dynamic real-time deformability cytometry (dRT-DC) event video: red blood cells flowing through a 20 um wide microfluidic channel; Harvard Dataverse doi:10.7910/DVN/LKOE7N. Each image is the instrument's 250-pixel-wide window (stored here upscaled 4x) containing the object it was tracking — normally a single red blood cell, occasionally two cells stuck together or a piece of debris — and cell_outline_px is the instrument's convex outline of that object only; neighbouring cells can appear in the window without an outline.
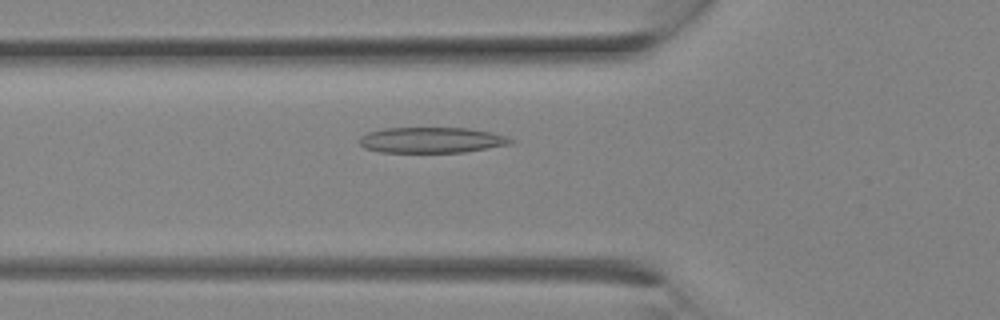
{"species": "Egyptian fruit bat (a non-hibernating species)", "species_latin": "Rousettus aegyptiacus", "temperature_condition": "room temperature", "stored_images_in_passage": 12, "camera_frame_rate_fps": 3000, "um_per_image_px": 0.085, "animal": {"sex": "female"}, "frame": {"image": 1, "passage_image": 10, "time_ms": 3.0, "image_size_px": [1000, 320], "cell_outline_px": [[516, 140], [508, 144], [464, 152], [380, 152], [364, 148], [360, 144], [360, 136], [368, 132], [384, 128], [468, 128], [492, 132]], "centroid_in_image_um": [36.65, 11.9], "position_along_channel_um": 89.2, "area_um2": 22.48}}
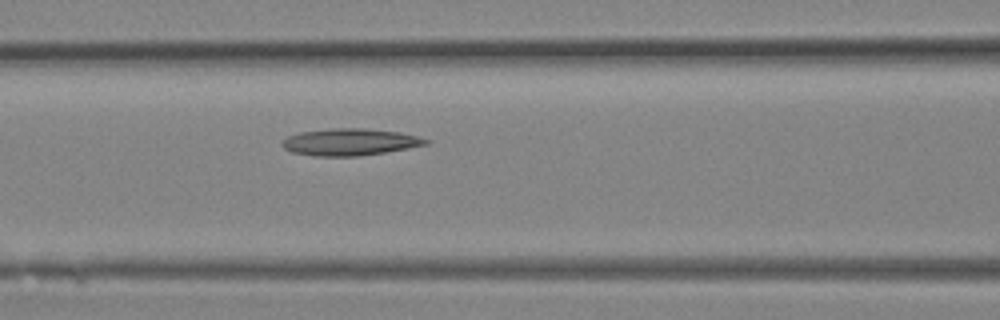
{"frame": {"image": 2, "passage_image": 12, "time_ms": 3.667, "image_size_px": [1000, 320], "cell_outline_px": [[428, 144], [408, 148], [384, 152], [356, 156], [312, 156], [292, 152], [284, 148], [280, 144], [288, 136], [300, 132], [332, 128], [364, 128], [400, 132], [416, 136], [428, 140]], "centroid_in_image_um": [29.7, 12.07], "position_along_channel_um": 136.9, "area_um2": 22.37}}